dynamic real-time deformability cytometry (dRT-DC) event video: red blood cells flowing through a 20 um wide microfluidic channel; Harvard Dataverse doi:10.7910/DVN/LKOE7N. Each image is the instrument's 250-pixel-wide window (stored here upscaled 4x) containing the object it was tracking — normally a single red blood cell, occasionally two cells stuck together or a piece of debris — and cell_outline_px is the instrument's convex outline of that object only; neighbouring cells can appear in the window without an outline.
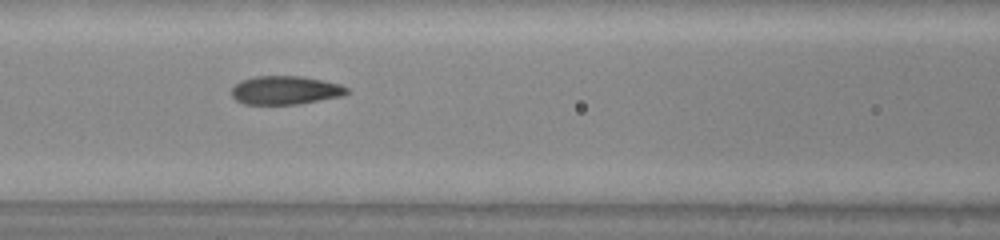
{"species": "common noctule bat (a hibernating species)", "species_latin": "Nyctalus noctula", "temperature_condition": "warm", "stored_images_in_passage": 12, "camera_frame_rate_fps": 3000, "um_per_image_px": 0.085, "animal": {"sex": "male", "body_mass_g": 20.0, "forearm_length_mm": 53.3}, "frame": {"image": 1, "passage_image": 6, "time_ms": 1.667, "image_size_px": [1000, 240], "cell_outline_px": [[348, 92], [344, 96], [296, 104], [244, 104], [236, 100], [232, 96], [232, 88], [240, 80], [256, 76], [304, 76], [324, 80], [340, 84], [348, 88]], "centroid_in_image_um": [24.27, 7.66], "position_along_channel_um": 142.3, "area_um2": 19.25}}
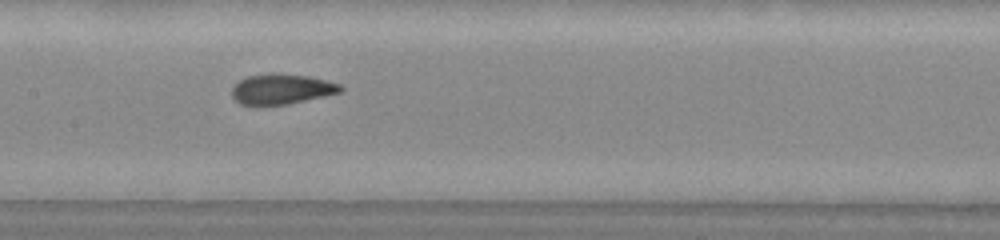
{"frame": {"image": 2, "passage_image": 9, "time_ms": 2.667, "image_size_px": [1000, 240], "cell_outline_px": [[344, 88], [340, 92], [324, 96], [288, 104], [240, 104], [232, 96], [232, 88], [240, 80], [248, 76], [308, 76], [340, 84]], "centroid_in_image_um": [23.96, 7.61], "position_along_channel_um": 183.4, "area_um2": 18.03}}